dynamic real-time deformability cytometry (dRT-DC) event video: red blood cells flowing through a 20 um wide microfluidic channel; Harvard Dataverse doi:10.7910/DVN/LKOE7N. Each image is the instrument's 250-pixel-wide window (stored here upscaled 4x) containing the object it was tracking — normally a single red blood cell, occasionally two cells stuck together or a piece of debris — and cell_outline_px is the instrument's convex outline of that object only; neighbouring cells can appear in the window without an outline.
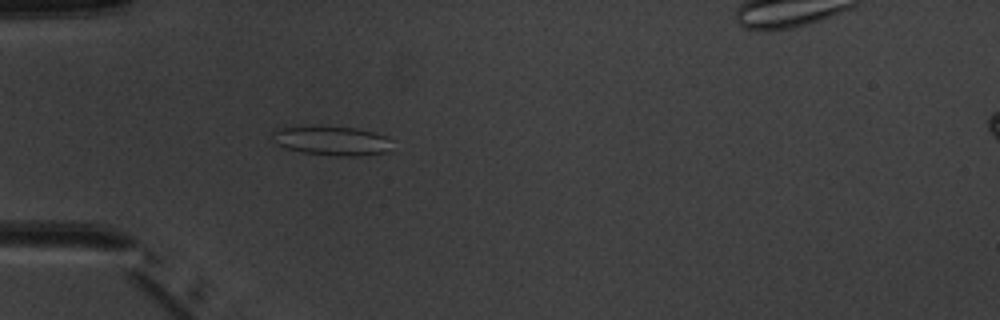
{"species": "common noctule bat (a hibernating species)", "species_latin": "Nyctalus noctula", "temperature_condition": "warm", "stored_images_in_passage": 3, "camera_frame_rate_fps": 3000, "um_per_image_px": 0.085, "animal": {"sex": "male", "body_mass_g": 20.1, "forearm_length_mm": 53.5}, "frame": {"image": 1, "passage_image": 3, "time_ms": 2.333, "image_size_px": [1000, 320], "cell_outline_px": [[392, 140], [388, 152], [360, 156], [336, 156], [304, 152], [284, 148], [272, 136], [272, 132], [280, 128], [356, 128], [372, 132], [384, 136]], "centroid_in_image_um": [28.28, 12.0], "position_along_channel_um": 56.7, "area_um2": 19.59}}